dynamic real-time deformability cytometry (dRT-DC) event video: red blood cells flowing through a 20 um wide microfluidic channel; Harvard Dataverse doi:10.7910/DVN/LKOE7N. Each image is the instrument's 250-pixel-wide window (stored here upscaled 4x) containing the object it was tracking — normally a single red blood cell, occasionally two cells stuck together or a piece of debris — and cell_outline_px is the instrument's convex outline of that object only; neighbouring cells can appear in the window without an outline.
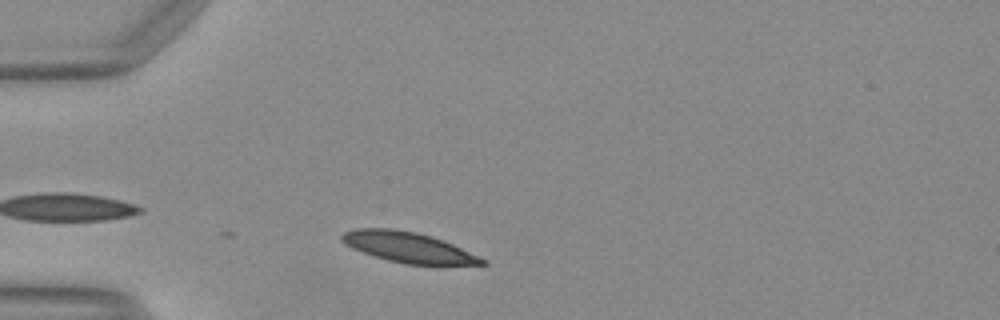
{"species": "Egyptian fruit bat (a non-hibernating species)", "species_latin": "Rousettus aegyptiacus", "temperature_condition": "warm", "stored_images_in_passage": 5, "camera_frame_rate_fps": 3000, "um_per_image_px": 0.085, "animal": {"sex": "female"}, "frame": {"image": 1, "passage_image": 5, "time_ms": 1.333, "image_size_px": [1000, 320], "cell_outline_px": [[488, 264], [404, 264], [388, 260], [352, 248], [344, 244], [340, 240], [340, 236], [344, 232], [356, 228], [392, 228], [416, 232], [432, 236], [452, 244], [480, 256], [488, 260]], "centroid_in_image_um": [34.68, 21.0], "position_along_channel_um": 50.3, "area_um2": 24.68}}